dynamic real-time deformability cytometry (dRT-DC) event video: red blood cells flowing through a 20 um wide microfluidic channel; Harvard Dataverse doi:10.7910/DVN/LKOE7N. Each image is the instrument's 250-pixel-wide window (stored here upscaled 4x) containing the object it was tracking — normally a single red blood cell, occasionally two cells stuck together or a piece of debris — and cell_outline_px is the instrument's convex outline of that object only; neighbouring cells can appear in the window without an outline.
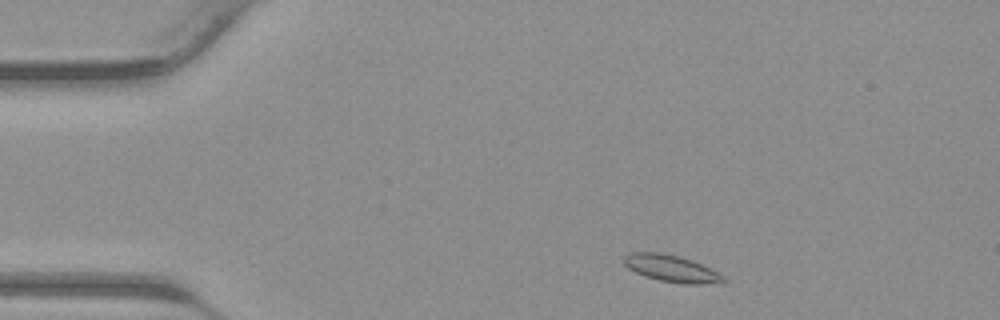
{"species": "common noctule bat (a hibernating species)", "species_latin": "Nyctalus noctula", "temperature_condition": "warm", "stored_images_in_passage": 37, "camera_frame_rate_fps": 3000, "um_per_image_px": 0.085, "animal": {"sex": "male", "body_mass_g": 23.1, "forearm_length_mm": 52.7}, "frame": {"image": 1, "passage_image": 2, "time_ms": 0.333, "image_size_px": [1000, 320], "cell_outline_px": [[728, 280], [724, 284], [684, 284], [660, 280], [644, 276], [628, 268], [624, 264], [624, 256], [632, 252], [660, 252], [680, 256], [692, 260], [724, 276]], "centroid_in_image_um": [57.11, 22.83], "position_along_channel_um": 27.9, "area_um2": 15.66}}
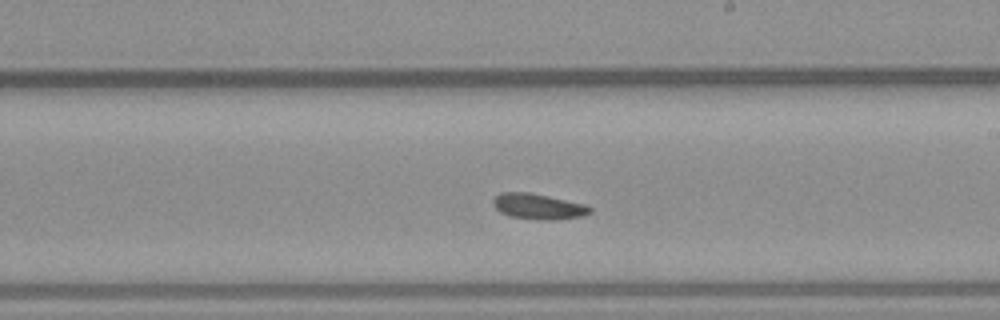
{"frame": {"image": 2, "passage_image": 19, "time_ms": 6.0, "image_size_px": [1000, 320], "cell_outline_px": [[592, 212], [580, 216], [552, 220], [540, 220], [512, 216], [500, 212], [492, 204], [492, 200], [500, 192], [528, 192], [548, 196], [584, 204], [592, 208]], "centroid_in_image_um": [45.73, 17.54], "position_along_channel_um": 243.3, "area_um2": 14.28}}
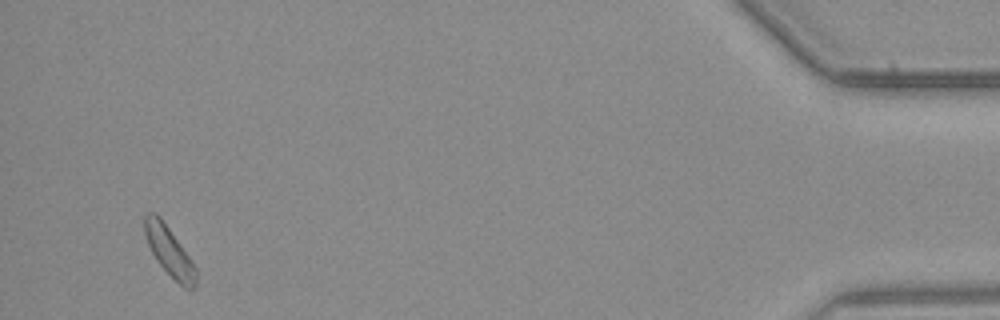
{"frame": {"image": 3, "passage_image": 35, "time_ms": 11.333, "image_size_px": [1000, 320], "cell_outline_px": [[196, 284], [192, 292], [184, 288], [156, 260], [148, 244], [144, 232], [144, 216], [148, 212], [156, 212], [160, 216], [192, 260], [196, 268]], "centroid_in_image_um": [14.4, 21.35], "position_along_channel_um": 420.8, "area_um2": 14.68}}